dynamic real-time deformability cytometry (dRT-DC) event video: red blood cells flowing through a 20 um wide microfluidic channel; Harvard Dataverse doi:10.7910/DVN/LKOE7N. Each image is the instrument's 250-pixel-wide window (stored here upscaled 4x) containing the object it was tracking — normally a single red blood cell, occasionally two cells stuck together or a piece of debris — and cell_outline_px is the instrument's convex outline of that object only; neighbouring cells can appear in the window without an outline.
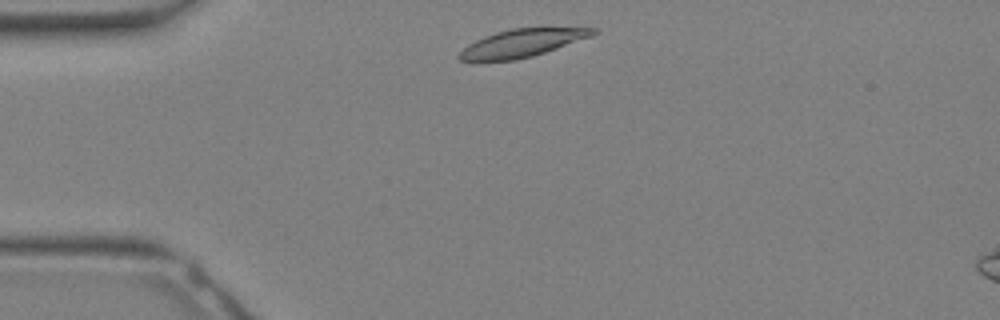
{"species": "Egyptian fruit bat (a non-hibernating species)", "species_latin": "Rousettus aegyptiacus", "temperature_condition": "warm", "stored_images_in_passage": 26, "camera_frame_rate_fps": 3000, "um_per_image_px": 0.085, "animal": {"sex": "female"}, "frame": {"image": 1, "passage_image": 1, "time_ms": 0.0, "image_size_px": [1000, 320], "cell_outline_px": [[600, 32], [592, 36], [532, 56], [516, 60], [460, 60], [456, 56], [468, 44], [484, 36], [496, 32], [512, 28], [600, 28]], "centroid_in_image_um": [44.4, 3.65], "position_along_channel_um": 40.6, "area_um2": 21.39}}
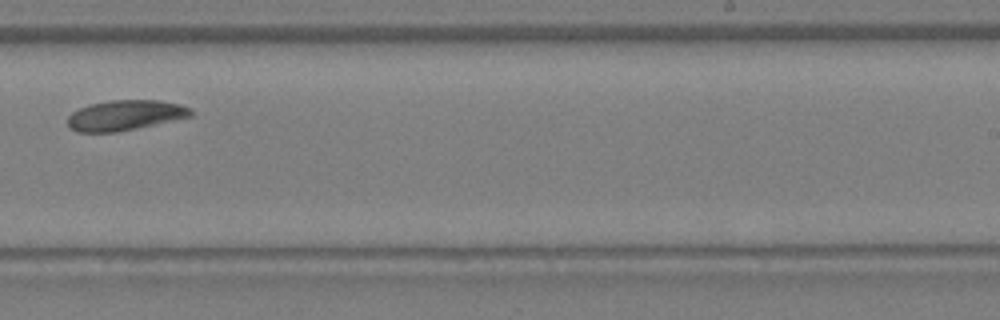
{"frame": {"image": 2, "passage_image": 14, "time_ms": 4.333, "image_size_px": [1000, 320], "cell_outline_px": [[192, 116], [136, 128], [116, 132], [76, 132], [68, 128], [68, 116], [72, 112], [80, 108], [92, 104], [108, 100], [156, 100], [180, 104], [192, 108]], "centroid_in_image_um": [10.61, 9.8], "position_along_channel_um": 278.4, "area_um2": 21.62}}
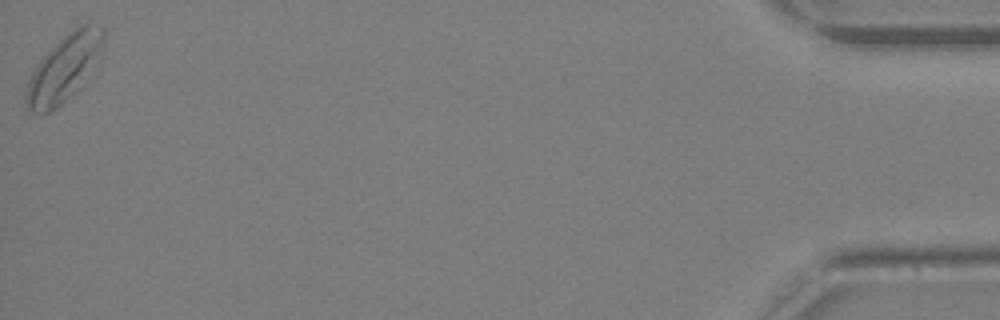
{"frame": {"image": 3, "passage_image": 26, "time_ms": 8.333, "image_size_px": [1000, 320], "cell_outline_px": [[104, 48], [76, 92], [56, 108], [48, 112], [32, 112], [24, 104], [24, 92], [40, 60], [68, 32], [80, 24], [88, 20], [104, 28]], "centroid_in_image_um": [5.48, 5.76], "position_along_channel_um": 429.7, "area_um2": 29.59}}